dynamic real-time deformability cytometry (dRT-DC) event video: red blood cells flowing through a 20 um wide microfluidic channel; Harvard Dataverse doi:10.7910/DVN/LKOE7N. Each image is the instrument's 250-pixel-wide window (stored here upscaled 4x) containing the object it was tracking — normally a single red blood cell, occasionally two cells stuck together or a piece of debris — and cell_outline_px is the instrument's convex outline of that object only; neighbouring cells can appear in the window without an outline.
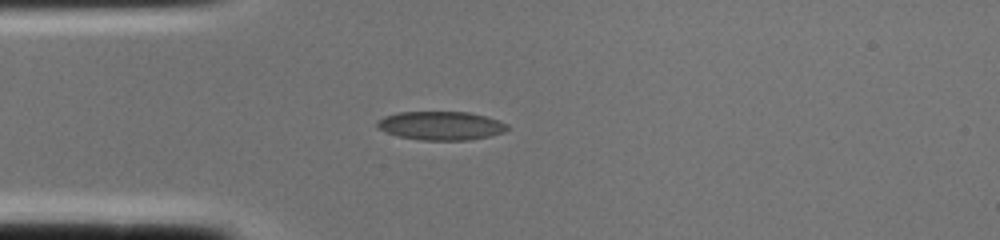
{"species": "common noctule bat (a hibernating species)", "species_latin": "Nyctalus noctula", "temperature_condition": "cold", "stored_images_in_passage": 1, "camera_frame_rate_fps": 3000, "um_per_image_px": 0.085, "animal": {"sex": "female", "body_mass_g": 22.0, "forearm_length_mm": 56.7}, "frame": {"image": 1, "passage_image": 1, "time_ms": 0.0, "image_size_px": [1000, 240], "cell_outline_px": [[508, 128], [504, 132], [488, 136], [468, 140], [420, 140], [400, 136], [384, 132], [376, 128], [376, 120], [384, 116], [396, 112], [468, 112], [500, 120], [508, 124]], "centroid_in_image_um": [37.43, 10.68], "position_along_channel_um": 47.6, "area_um2": 21.85}}